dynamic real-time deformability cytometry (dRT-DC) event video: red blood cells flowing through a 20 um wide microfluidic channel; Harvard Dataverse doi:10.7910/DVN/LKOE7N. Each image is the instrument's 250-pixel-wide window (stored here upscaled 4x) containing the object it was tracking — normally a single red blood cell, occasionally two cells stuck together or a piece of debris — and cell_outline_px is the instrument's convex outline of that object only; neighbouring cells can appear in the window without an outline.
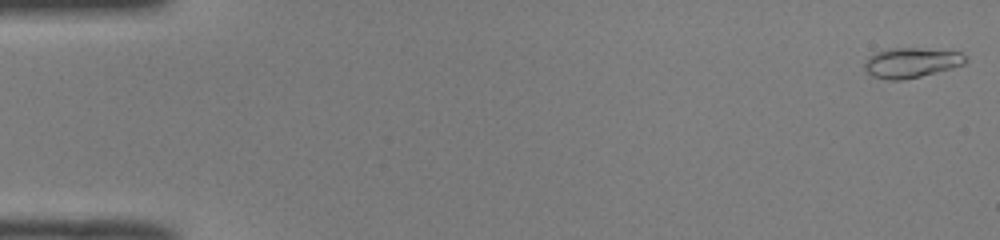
{"species": "common noctule bat (a hibernating species)", "species_latin": "Nyctalus noctula", "temperature_condition": "room temperature", "stored_images_in_passage": 51, "camera_frame_rate_fps": 3000, "um_per_image_px": 0.085, "animal": {"sex": "male", "body_mass_g": 19.0, "forearm_length_mm": 50.8}, "frame": {"image": 1, "passage_image": 1, "time_ms": 0.0, "image_size_px": [1000, 240], "cell_outline_px": [[968, 60], [964, 64], [952, 68], [920, 76], [900, 80], [888, 80], [872, 76], [864, 68], [864, 64], [868, 56], [876, 52], [888, 48], [916, 48], [960, 52]], "centroid_in_image_um": [77.43, 5.32], "position_along_channel_um": 7.6, "area_um2": 17.51}}
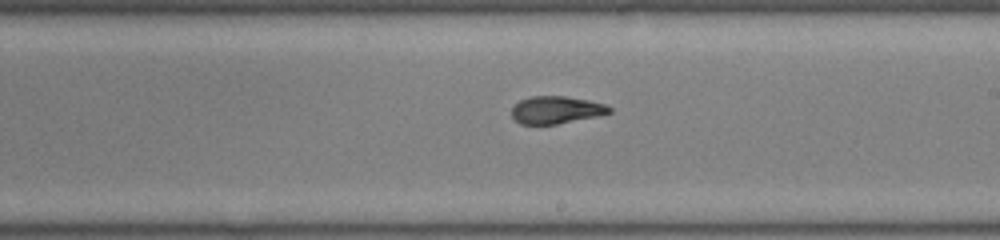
{"frame": {"image": 2, "passage_image": 30, "time_ms": 9.667, "image_size_px": [1000, 240], "cell_outline_px": [[612, 112], [596, 116], [556, 124], [520, 124], [512, 116], [512, 108], [520, 100], [532, 96], [564, 96], [588, 100], [604, 104], [612, 108]], "centroid_in_image_um": [47.27, 9.34], "position_along_channel_um": 241.7, "area_um2": 15.43}}
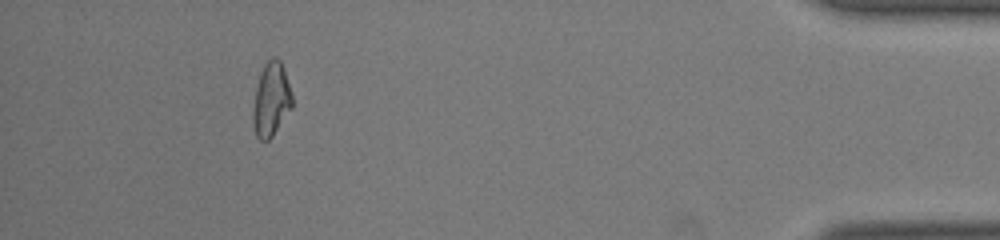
{"frame": {"image": 3, "passage_image": 47, "time_ms": 15.333, "image_size_px": [1000, 240], "cell_outline_px": [[292, 108], [272, 136], [268, 140], [260, 140], [256, 136], [252, 124], [252, 108], [256, 88], [260, 72], [264, 64], [272, 56], [276, 56], [280, 60], [284, 68], [292, 92]], "centroid_in_image_um": [23.04, 8.44], "position_along_channel_um": 412.2, "area_um2": 17.11}, "authors_computed_cell_mechanics": {"area_um2": 16.4152, "velocity_mm_per_s": 4.031, "shape_relaxation_time_tau1_ms": 9.389, "shape_relaxation_time_tau2_ms": 1.4059, "deformation_change_tau1": 0.2846, "deformation_change_tau2": 0.0598}}